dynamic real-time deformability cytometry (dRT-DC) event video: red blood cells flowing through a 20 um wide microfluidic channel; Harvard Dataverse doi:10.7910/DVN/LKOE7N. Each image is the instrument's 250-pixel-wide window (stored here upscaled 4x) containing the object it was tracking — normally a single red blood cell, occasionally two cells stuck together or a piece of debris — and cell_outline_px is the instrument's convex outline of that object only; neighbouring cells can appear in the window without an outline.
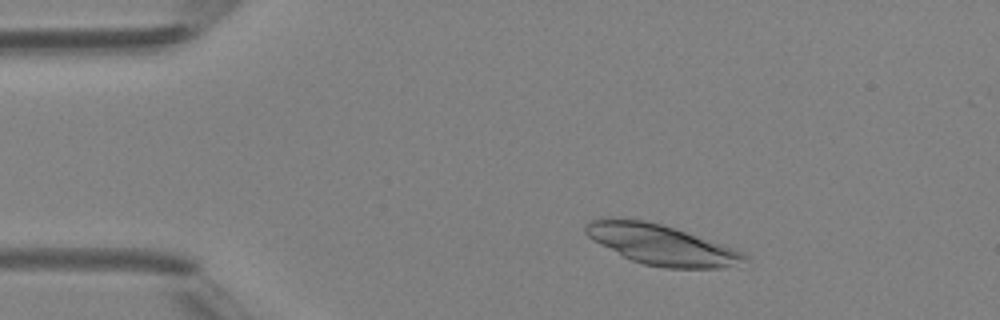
{"species": "Egyptian fruit bat (a non-hibernating species)", "species_latin": "Rousettus aegyptiacus", "temperature_condition": "room temperature", "stored_images_in_passage": 4, "camera_frame_rate_fps": 3000, "um_per_image_px": 0.085, "animal": {"sex": "female"}, "frame": {"image": 1, "passage_image": 2, "time_ms": 1.0, "image_size_px": [1000, 320], "cell_outline_px": [[748, 260], [724, 268], [664, 268], [644, 264], [632, 260], [592, 240], [584, 232], [584, 228], [592, 220], [608, 216], [644, 220], [660, 224], [736, 248], [744, 252], [748, 256]], "centroid_in_image_um": [56.21, 20.79], "position_along_channel_um": 28.8, "area_um2": 37.11}}